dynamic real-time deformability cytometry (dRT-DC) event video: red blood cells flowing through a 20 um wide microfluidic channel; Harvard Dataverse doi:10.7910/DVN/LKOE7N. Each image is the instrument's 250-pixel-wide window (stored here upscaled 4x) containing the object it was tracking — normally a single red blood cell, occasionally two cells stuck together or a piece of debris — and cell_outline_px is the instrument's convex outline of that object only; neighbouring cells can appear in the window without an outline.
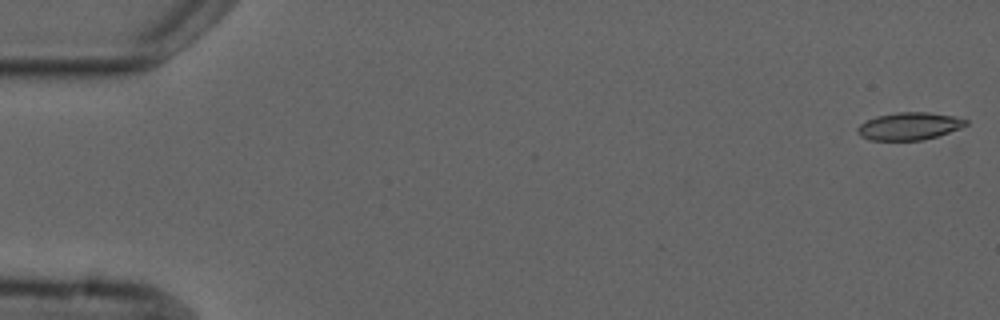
{"species": "common noctule bat (a hibernating species)", "species_latin": "Nyctalus noctula", "temperature_condition": "cold", "stored_images_in_passage": 6, "camera_frame_rate_fps": 3000, "um_per_image_px": 0.085, "animal": {"sex": "male", "forearm_length_mm": 52.5}, "frame": {"image": 1, "passage_image": 1, "time_ms": 0.0, "image_size_px": [1000, 320], "cell_outline_px": [[968, 124], [960, 128], [924, 140], [868, 140], [860, 136], [856, 132], [856, 128], [860, 124], [876, 116], [896, 112], [928, 112], [952, 116], [968, 120]], "centroid_in_image_um": [77.25, 10.72], "position_along_channel_um": 7.8, "area_um2": 17.34}}
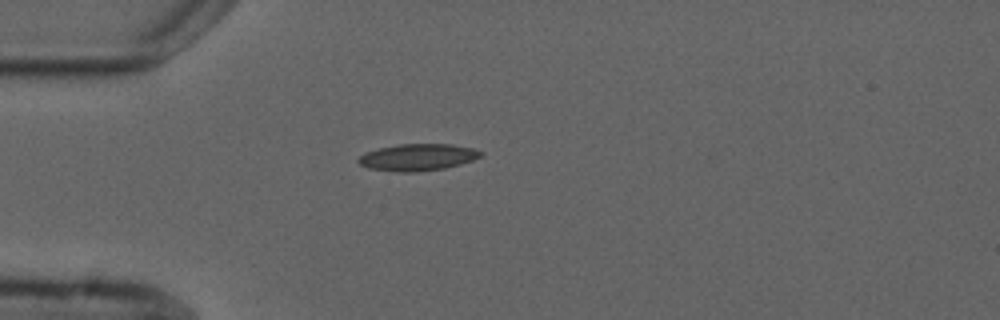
{"frame": {"image": 2, "passage_image": 5, "time_ms": 4.667, "image_size_px": [1000, 320], "cell_outline_px": [[484, 152], [480, 156], [472, 160], [460, 164], [444, 168], [416, 172], [396, 172], [368, 168], [360, 164], [356, 160], [364, 152], [376, 148], [400, 144], [452, 144], [472, 148]], "centroid_in_image_um": [35.46, 13.36], "position_along_channel_um": 49.5, "area_um2": 19.19}}